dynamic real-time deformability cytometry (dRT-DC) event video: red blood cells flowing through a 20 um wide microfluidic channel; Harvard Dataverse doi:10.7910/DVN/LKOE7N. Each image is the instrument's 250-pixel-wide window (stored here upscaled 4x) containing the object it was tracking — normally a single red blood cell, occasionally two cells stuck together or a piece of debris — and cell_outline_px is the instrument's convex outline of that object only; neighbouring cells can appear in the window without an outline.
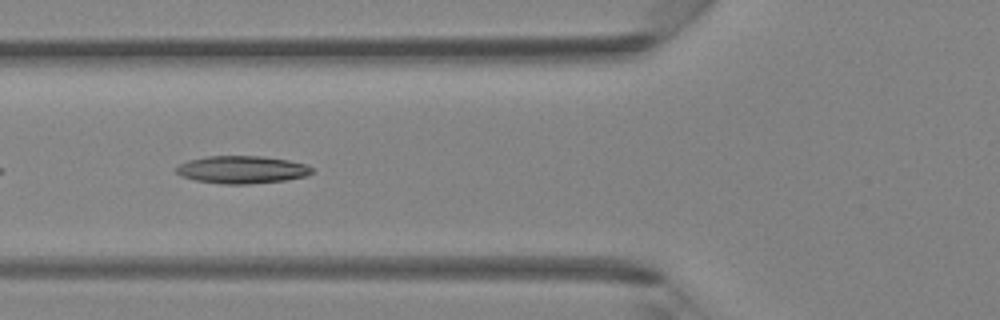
{"species": "Egyptian fruit bat (a non-hibernating species)", "species_latin": "Rousettus aegyptiacus", "temperature_condition": "room temperature", "stored_images_in_passage": 30, "camera_frame_rate_fps": 3000, "um_per_image_px": 0.085, "animal": {"sex": "female"}, "frame": {"image": 1, "passage_image": 4, "time_ms": 1.0, "image_size_px": [1000, 320], "cell_outline_px": [[312, 172], [304, 176], [288, 180], [248, 184], [224, 184], [196, 180], [184, 176], [176, 172], [176, 168], [180, 164], [188, 160], [208, 156], [260, 156], [288, 160], [304, 164], [312, 168]], "centroid_in_image_um": [20.57, 14.42], "position_along_channel_um": 105.2, "area_um2": 21.56}}
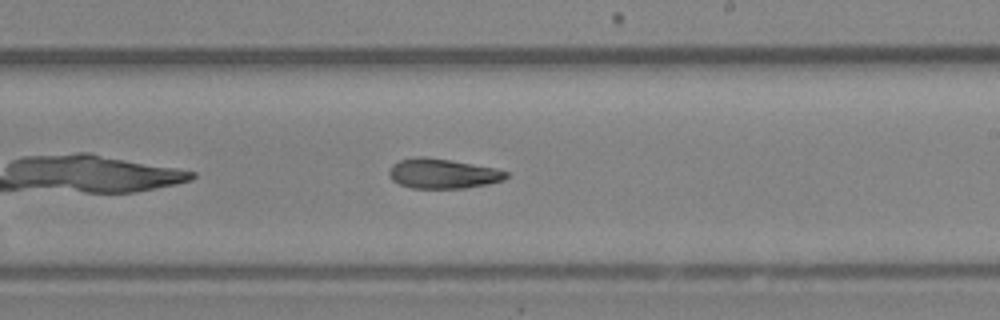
{"frame": {"image": 2, "passage_image": 13, "time_ms": 4.0, "image_size_px": [1000, 320], "cell_outline_px": [[508, 176], [504, 180], [488, 184], [464, 188], [412, 188], [400, 184], [392, 180], [388, 176], [388, 172], [392, 164], [400, 160], [416, 156], [424, 156], [496, 168], [508, 172]], "centroid_in_image_um": [37.61, 14.75], "position_along_channel_um": 251.4, "area_um2": 20.35}}
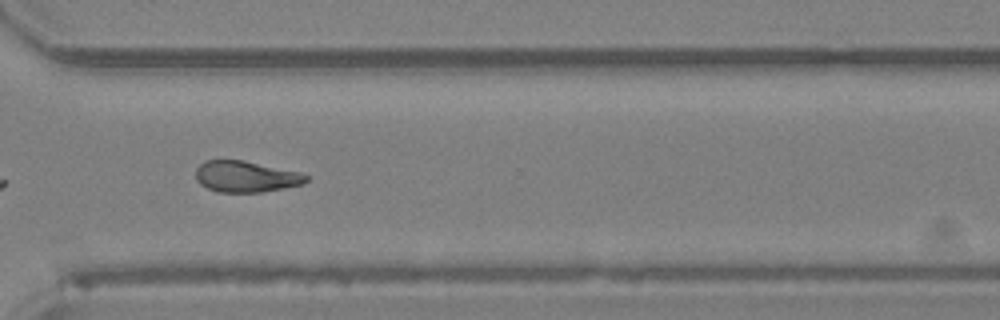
{"frame": {"image": 3, "passage_image": 19, "time_ms": 6.0, "image_size_px": [1000, 320], "cell_outline_px": [[308, 180], [304, 184], [284, 188], [260, 192], [216, 192], [200, 184], [196, 180], [196, 168], [204, 160], [240, 160], [300, 172], [308, 176]], "centroid_in_image_um": [20.88, 15.01], "position_along_channel_um": 349.7, "area_um2": 20.0}}